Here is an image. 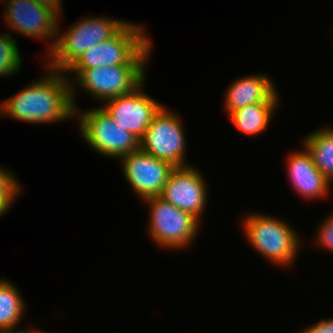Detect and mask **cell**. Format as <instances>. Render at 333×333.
Segmentation results:
<instances>
[{
	"mask_svg": "<svg viewBox=\"0 0 333 333\" xmlns=\"http://www.w3.org/2000/svg\"><path fill=\"white\" fill-rule=\"evenodd\" d=\"M75 119L84 141L102 156L119 160L139 149L140 141L116 123L102 106L82 111L75 108Z\"/></svg>",
	"mask_w": 333,
	"mask_h": 333,
	"instance_id": "52a82bcc",
	"label": "cell"
},
{
	"mask_svg": "<svg viewBox=\"0 0 333 333\" xmlns=\"http://www.w3.org/2000/svg\"><path fill=\"white\" fill-rule=\"evenodd\" d=\"M299 333H333V318H322Z\"/></svg>",
	"mask_w": 333,
	"mask_h": 333,
	"instance_id": "44dd1931",
	"label": "cell"
},
{
	"mask_svg": "<svg viewBox=\"0 0 333 333\" xmlns=\"http://www.w3.org/2000/svg\"><path fill=\"white\" fill-rule=\"evenodd\" d=\"M311 154L315 166L333 182V127L325 126L310 132L302 144Z\"/></svg>",
	"mask_w": 333,
	"mask_h": 333,
	"instance_id": "e0dca14e",
	"label": "cell"
},
{
	"mask_svg": "<svg viewBox=\"0 0 333 333\" xmlns=\"http://www.w3.org/2000/svg\"><path fill=\"white\" fill-rule=\"evenodd\" d=\"M207 187L206 179L197 167L178 166L171 172L159 196L200 220L209 202Z\"/></svg>",
	"mask_w": 333,
	"mask_h": 333,
	"instance_id": "7c38bea8",
	"label": "cell"
},
{
	"mask_svg": "<svg viewBox=\"0 0 333 333\" xmlns=\"http://www.w3.org/2000/svg\"><path fill=\"white\" fill-rule=\"evenodd\" d=\"M246 213L242 230L252 248L278 267H290L298 258L300 238L285 220L264 213Z\"/></svg>",
	"mask_w": 333,
	"mask_h": 333,
	"instance_id": "3957f363",
	"label": "cell"
},
{
	"mask_svg": "<svg viewBox=\"0 0 333 333\" xmlns=\"http://www.w3.org/2000/svg\"><path fill=\"white\" fill-rule=\"evenodd\" d=\"M8 0H0V3H6Z\"/></svg>",
	"mask_w": 333,
	"mask_h": 333,
	"instance_id": "603a6c76",
	"label": "cell"
},
{
	"mask_svg": "<svg viewBox=\"0 0 333 333\" xmlns=\"http://www.w3.org/2000/svg\"><path fill=\"white\" fill-rule=\"evenodd\" d=\"M267 74H254L233 80L224 94L223 107L229 116L244 106L262 102H280L278 88Z\"/></svg>",
	"mask_w": 333,
	"mask_h": 333,
	"instance_id": "5bb4252c",
	"label": "cell"
},
{
	"mask_svg": "<svg viewBox=\"0 0 333 333\" xmlns=\"http://www.w3.org/2000/svg\"><path fill=\"white\" fill-rule=\"evenodd\" d=\"M144 28L127 21L113 36L88 49L68 69L148 65L153 41Z\"/></svg>",
	"mask_w": 333,
	"mask_h": 333,
	"instance_id": "7a4b0ae2",
	"label": "cell"
},
{
	"mask_svg": "<svg viewBox=\"0 0 333 333\" xmlns=\"http://www.w3.org/2000/svg\"><path fill=\"white\" fill-rule=\"evenodd\" d=\"M186 134L179 115L163 106L154 116L144 136L139 142V148L155 158L178 166L186 163Z\"/></svg>",
	"mask_w": 333,
	"mask_h": 333,
	"instance_id": "ba28073f",
	"label": "cell"
},
{
	"mask_svg": "<svg viewBox=\"0 0 333 333\" xmlns=\"http://www.w3.org/2000/svg\"><path fill=\"white\" fill-rule=\"evenodd\" d=\"M123 176L142 201L159 196L175 166L140 148L121 159Z\"/></svg>",
	"mask_w": 333,
	"mask_h": 333,
	"instance_id": "30bf717a",
	"label": "cell"
},
{
	"mask_svg": "<svg viewBox=\"0 0 333 333\" xmlns=\"http://www.w3.org/2000/svg\"><path fill=\"white\" fill-rule=\"evenodd\" d=\"M18 179L9 169L0 166V217L9 212L21 195L23 188Z\"/></svg>",
	"mask_w": 333,
	"mask_h": 333,
	"instance_id": "d6986e66",
	"label": "cell"
},
{
	"mask_svg": "<svg viewBox=\"0 0 333 333\" xmlns=\"http://www.w3.org/2000/svg\"><path fill=\"white\" fill-rule=\"evenodd\" d=\"M278 105V102L251 104L235 110L228 117L238 131L255 136L267 130Z\"/></svg>",
	"mask_w": 333,
	"mask_h": 333,
	"instance_id": "2e32d148",
	"label": "cell"
},
{
	"mask_svg": "<svg viewBox=\"0 0 333 333\" xmlns=\"http://www.w3.org/2000/svg\"><path fill=\"white\" fill-rule=\"evenodd\" d=\"M145 67L147 66L119 65L89 69H67L65 73L71 83V97L74 108H78L75 101V86L82 89V92L85 91L88 95L90 94L89 96L93 97L92 99H97L103 105L105 101L129 94L140 86L146 80ZM72 73L75 75L73 79L70 78Z\"/></svg>",
	"mask_w": 333,
	"mask_h": 333,
	"instance_id": "5b68a950",
	"label": "cell"
},
{
	"mask_svg": "<svg viewBox=\"0 0 333 333\" xmlns=\"http://www.w3.org/2000/svg\"><path fill=\"white\" fill-rule=\"evenodd\" d=\"M16 285L0 279V333H42L40 329L19 328L27 305ZM19 328V329H18Z\"/></svg>",
	"mask_w": 333,
	"mask_h": 333,
	"instance_id": "9a60e30c",
	"label": "cell"
},
{
	"mask_svg": "<svg viewBox=\"0 0 333 333\" xmlns=\"http://www.w3.org/2000/svg\"><path fill=\"white\" fill-rule=\"evenodd\" d=\"M44 67L46 73L41 79L38 77L19 93L0 102V116L32 124L60 123L75 118L67 75Z\"/></svg>",
	"mask_w": 333,
	"mask_h": 333,
	"instance_id": "6da1fadb",
	"label": "cell"
},
{
	"mask_svg": "<svg viewBox=\"0 0 333 333\" xmlns=\"http://www.w3.org/2000/svg\"><path fill=\"white\" fill-rule=\"evenodd\" d=\"M40 3L48 4L49 6L53 7L59 14H62V1L63 0H35Z\"/></svg>",
	"mask_w": 333,
	"mask_h": 333,
	"instance_id": "7402d4cb",
	"label": "cell"
},
{
	"mask_svg": "<svg viewBox=\"0 0 333 333\" xmlns=\"http://www.w3.org/2000/svg\"><path fill=\"white\" fill-rule=\"evenodd\" d=\"M126 22L107 16L82 17L64 33L58 24L55 46L47 53L50 59L44 65L65 72L88 49L113 36Z\"/></svg>",
	"mask_w": 333,
	"mask_h": 333,
	"instance_id": "277c9868",
	"label": "cell"
},
{
	"mask_svg": "<svg viewBox=\"0 0 333 333\" xmlns=\"http://www.w3.org/2000/svg\"><path fill=\"white\" fill-rule=\"evenodd\" d=\"M149 212L147 232L156 246L164 250L186 249L195 241L200 230L201 220L182 211L160 196L142 201Z\"/></svg>",
	"mask_w": 333,
	"mask_h": 333,
	"instance_id": "8992f818",
	"label": "cell"
},
{
	"mask_svg": "<svg viewBox=\"0 0 333 333\" xmlns=\"http://www.w3.org/2000/svg\"><path fill=\"white\" fill-rule=\"evenodd\" d=\"M4 5L3 22L16 33L31 38L49 39L48 53L55 46L57 25L62 17L53 7L35 0H8Z\"/></svg>",
	"mask_w": 333,
	"mask_h": 333,
	"instance_id": "9c48e42d",
	"label": "cell"
},
{
	"mask_svg": "<svg viewBox=\"0 0 333 333\" xmlns=\"http://www.w3.org/2000/svg\"><path fill=\"white\" fill-rule=\"evenodd\" d=\"M145 81L129 94L104 102L102 106L112 119L139 141L154 116L164 106L142 90Z\"/></svg>",
	"mask_w": 333,
	"mask_h": 333,
	"instance_id": "8fae6325",
	"label": "cell"
},
{
	"mask_svg": "<svg viewBox=\"0 0 333 333\" xmlns=\"http://www.w3.org/2000/svg\"><path fill=\"white\" fill-rule=\"evenodd\" d=\"M288 155L286 172L293 190L306 200L327 198L331 183L315 166L306 148L303 146L302 149Z\"/></svg>",
	"mask_w": 333,
	"mask_h": 333,
	"instance_id": "4fadbf2b",
	"label": "cell"
},
{
	"mask_svg": "<svg viewBox=\"0 0 333 333\" xmlns=\"http://www.w3.org/2000/svg\"><path fill=\"white\" fill-rule=\"evenodd\" d=\"M325 217L321 221L318 231H316L317 234L314 241L321 249L325 248V250L328 249L333 252V211Z\"/></svg>",
	"mask_w": 333,
	"mask_h": 333,
	"instance_id": "ffe728a7",
	"label": "cell"
},
{
	"mask_svg": "<svg viewBox=\"0 0 333 333\" xmlns=\"http://www.w3.org/2000/svg\"><path fill=\"white\" fill-rule=\"evenodd\" d=\"M16 38L9 31L0 35V77H12L21 68V60Z\"/></svg>",
	"mask_w": 333,
	"mask_h": 333,
	"instance_id": "ac0fdd59",
	"label": "cell"
}]
</instances>
